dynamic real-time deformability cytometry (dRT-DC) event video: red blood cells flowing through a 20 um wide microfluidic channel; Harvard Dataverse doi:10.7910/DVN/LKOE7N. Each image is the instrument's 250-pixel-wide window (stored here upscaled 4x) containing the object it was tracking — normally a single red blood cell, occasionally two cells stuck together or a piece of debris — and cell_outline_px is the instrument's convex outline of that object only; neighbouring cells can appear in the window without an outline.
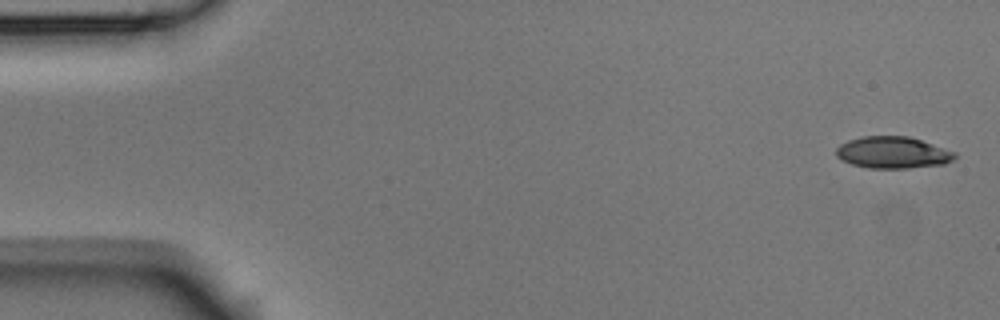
{"species": "Egyptian fruit bat (a non-hibernating species)", "species_latin": "Rousettus aegyptiacus", "temperature_condition": "room temperature", "stored_images_in_passage": 4, "camera_frame_rate_fps": 3000, "um_per_image_px": 0.085, "animal": {"sex": "male"}, "frame": {"image": 1, "passage_image": 1, "time_ms": 0.0, "image_size_px": [1000, 320], "cell_outline_px": [[956, 156], [952, 160], [944, 164], [908, 168], [868, 168], [852, 164], [836, 156], [836, 148], [840, 144], [848, 140], [860, 136], [908, 136], [956, 152]], "centroid_in_image_um": [75.87, 12.96], "position_along_channel_um": 9.1, "area_um2": 21.85}}
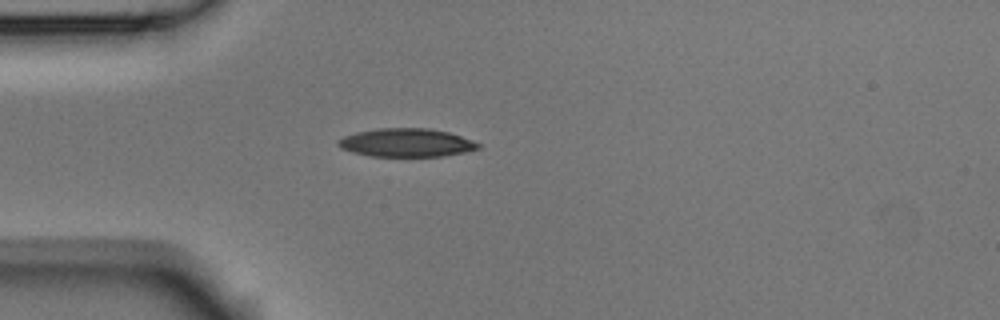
{"frame": {"image": 2, "passage_image": 4, "time_ms": 1.0, "image_size_px": [1000, 320], "cell_outline_px": [[480, 148], [464, 152], [444, 156], [372, 156], [352, 152], [340, 148], [336, 144], [336, 140], [344, 136], [356, 132], [376, 128], [428, 128], [448, 132], [472, 140], [480, 144]], "centroid_in_image_um": [34.5, 12.12], "position_along_channel_um": 50.5, "area_um2": 23.18}}